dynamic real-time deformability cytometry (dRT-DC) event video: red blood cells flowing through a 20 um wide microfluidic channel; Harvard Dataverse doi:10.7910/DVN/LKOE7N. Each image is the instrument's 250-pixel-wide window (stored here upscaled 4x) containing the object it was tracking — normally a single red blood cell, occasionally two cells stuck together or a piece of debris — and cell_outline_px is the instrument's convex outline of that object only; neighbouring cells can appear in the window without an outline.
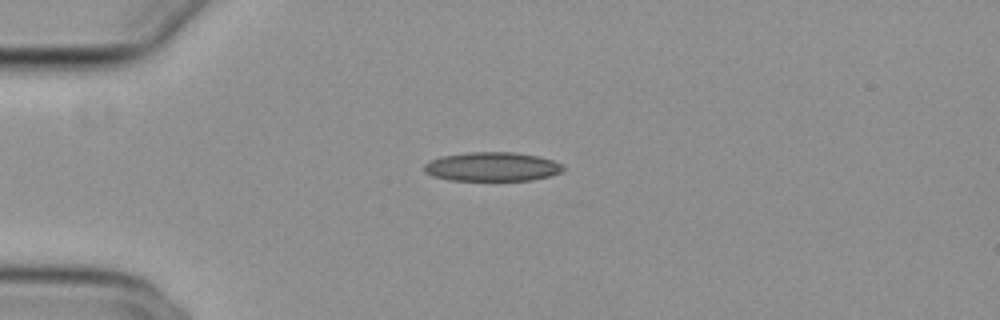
{"species": "common noctule bat (a hibernating species)", "species_latin": "Nyctalus noctula", "temperature_condition": "cold", "stored_images_in_passage": 41, "camera_frame_rate_fps": 3000, "um_per_image_px": 0.085, "animal": {"sex": "female", "body_mass_g": 29.2, "forearm_length_mm": 56.3}, "frame": {"image": 1, "passage_image": 1, "time_ms": 0.0, "image_size_px": [1000, 320], "cell_outline_px": [[564, 168], [560, 172], [552, 176], [532, 180], [448, 180], [432, 176], [424, 172], [424, 164], [428, 160], [440, 156], [468, 152], [516, 152], [540, 156], [552, 160], [560, 164]], "centroid_in_image_um": [41.79, 14.16], "position_along_channel_um": 43.2, "area_um2": 23.76}}
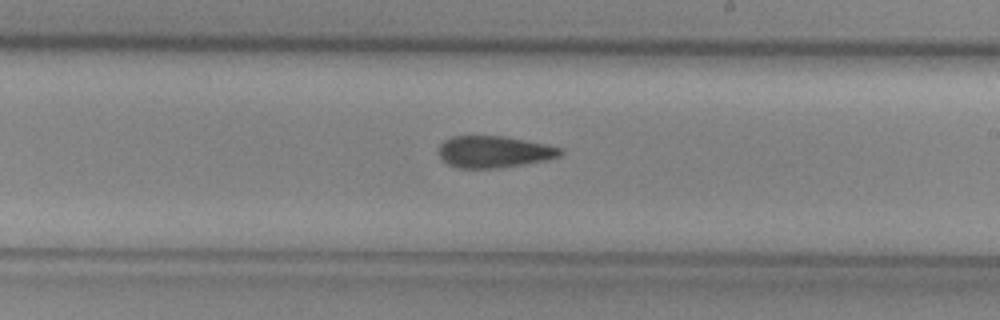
{"frame": {"image": 2, "passage_image": 19, "time_ms": 6.0, "image_size_px": [1000, 320], "cell_outline_px": [[564, 152], [560, 156], [544, 160], [500, 168], [456, 168], [448, 164], [440, 156], [440, 144], [444, 140], [452, 136], [504, 136], [544, 144], [560, 148]], "centroid_in_image_um": [41.97, 12.9], "position_along_channel_um": 247.0, "area_um2": 22.25}}
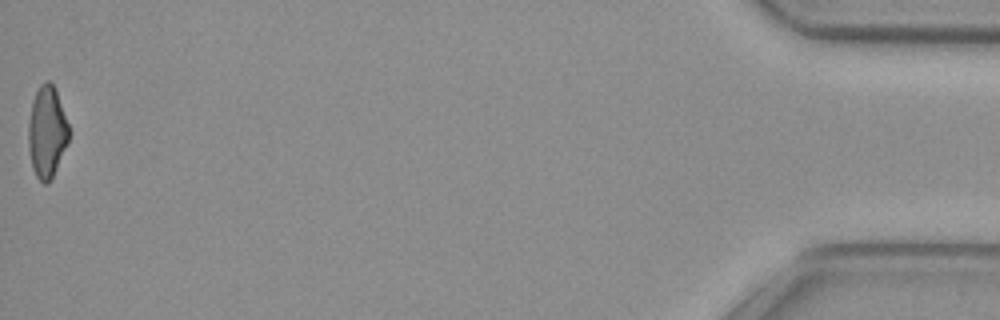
{"frame": {"image": 3, "passage_image": 41, "time_ms": 13.333, "image_size_px": [1000, 320], "cell_outline_px": [[68, 140], [56, 168], [48, 184], [44, 184], [36, 176], [32, 168], [28, 148], [28, 124], [32, 100], [40, 84], [44, 80], [48, 80], [52, 84], [56, 92], [68, 124]], "centroid_in_image_um": [3.95, 11.21], "position_along_channel_um": 431.3, "area_um2": 21.27}, "authors_computed_cell_mechanics": {"area_um2": 22.9466, "velocity_mm_per_s": 3.8532, "shape_relaxation_time_tau1_ms": null, "shape_relaxation_time_tau2_ms": 4.9872, "deformation_change_tau1": null, "deformation_change_tau2": 0.1393}}